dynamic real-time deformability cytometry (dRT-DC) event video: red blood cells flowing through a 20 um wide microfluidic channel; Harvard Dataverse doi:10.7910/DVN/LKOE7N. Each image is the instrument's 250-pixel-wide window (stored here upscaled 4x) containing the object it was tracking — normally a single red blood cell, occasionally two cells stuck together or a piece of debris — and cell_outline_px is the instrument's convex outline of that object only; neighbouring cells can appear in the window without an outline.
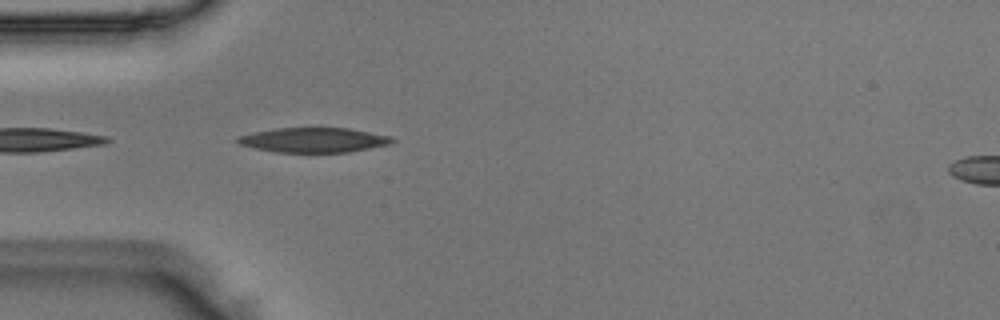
{"species": "Egyptian fruit bat (a non-hibernating species)", "species_latin": "Rousettus aegyptiacus", "temperature_condition": "room temperature", "stored_images_in_passage": 9, "camera_frame_rate_fps": 3000, "um_per_image_px": 0.085, "animal": {"sex": "male"}, "frame": {"image": 1, "passage_image": 2, "time_ms": 0.333, "image_size_px": [1000, 320], "cell_outline_px": [[396, 140], [392, 144], [348, 152], [272, 152], [240, 144], [236, 140], [236, 136], [276, 128], [348, 128], [392, 136]], "centroid_in_image_um": [26.7, 11.9], "position_along_channel_um": 58.3, "area_um2": 22.25}}